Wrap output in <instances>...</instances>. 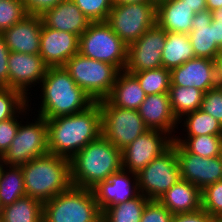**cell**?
<instances>
[{"mask_svg":"<svg viewBox=\"0 0 222 222\" xmlns=\"http://www.w3.org/2000/svg\"><path fill=\"white\" fill-rule=\"evenodd\" d=\"M46 121L49 153L67 159L102 135V115L98 102L82 112Z\"/></svg>","mask_w":222,"mask_h":222,"instance_id":"obj_2","label":"cell"},{"mask_svg":"<svg viewBox=\"0 0 222 222\" xmlns=\"http://www.w3.org/2000/svg\"><path fill=\"white\" fill-rule=\"evenodd\" d=\"M25 193L45 203L72 186L70 159L45 154L21 165Z\"/></svg>","mask_w":222,"mask_h":222,"instance_id":"obj_4","label":"cell"},{"mask_svg":"<svg viewBox=\"0 0 222 222\" xmlns=\"http://www.w3.org/2000/svg\"><path fill=\"white\" fill-rule=\"evenodd\" d=\"M167 32L157 23L138 40L127 46V61L124 71L128 73L162 67V51Z\"/></svg>","mask_w":222,"mask_h":222,"instance_id":"obj_12","label":"cell"},{"mask_svg":"<svg viewBox=\"0 0 222 222\" xmlns=\"http://www.w3.org/2000/svg\"><path fill=\"white\" fill-rule=\"evenodd\" d=\"M181 179L176 157V143L137 173L140 194L149 200H159Z\"/></svg>","mask_w":222,"mask_h":222,"instance_id":"obj_11","label":"cell"},{"mask_svg":"<svg viewBox=\"0 0 222 222\" xmlns=\"http://www.w3.org/2000/svg\"><path fill=\"white\" fill-rule=\"evenodd\" d=\"M38 89H40L39 97H37L38 103L34 99L32 100L34 103L31 99H28V103H30L31 111H37L36 115L45 119L79 113L94 103L63 66L48 67ZM34 106H37L38 109Z\"/></svg>","mask_w":222,"mask_h":222,"instance_id":"obj_1","label":"cell"},{"mask_svg":"<svg viewBox=\"0 0 222 222\" xmlns=\"http://www.w3.org/2000/svg\"><path fill=\"white\" fill-rule=\"evenodd\" d=\"M214 41L222 47V22H213Z\"/></svg>","mask_w":222,"mask_h":222,"instance_id":"obj_46","label":"cell"},{"mask_svg":"<svg viewBox=\"0 0 222 222\" xmlns=\"http://www.w3.org/2000/svg\"><path fill=\"white\" fill-rule=\"evenodd\" d=\"M172 141L173 139L163 131L147 130L122 150V169L137 174L165 152Z\"/></svg>","mask_w":222,"mask_h":222,"instance_id":"obj_14","label":"cell"},{"mask_svg":"<svg viewBox=\"0 0 222 222\" xmlns=\"http://www.w3.org/2000/svg\"><path fill=\"white\" fill-rule=\"evenodd\" d=\"M201 194L202 209L211 216L222 215V180L206 186Z\"/></svg>","mask_w":222,"mask_h":222,"instance_id":"obj_38","label":"cell"},{"mask_svg":"<svg viewBox=\"0 0 222 222\" xmlns=\"http://www.w3.org/2000/svg\"><path fill=\"white\" fill-rule=\"evenodd\" d=\"M91 22L107 21L113 7L112 0H73Z\"/></svg>","mask_w":222,"mask_h":222,"instance_id":"obj_36","label":"cell"},{"mask_svg":"<svg viewBox=\"0 0 222 222\" xmlns=\"http://www.w3.org/2000/svg\"><path fill=\"white\" fill-rule=\"evenodd\" d=\"M138 113L148 129L163 131L172 139L175 137L179 124L171 109L168 92L148 95Z\"/></svg>","mask_w":222,"mask_h":222,"instance_id":"obj_19","label":"cell"},{"mask_svg":"<svg viewBox=\"0 0 222 222\" xmlns=\"http://www.w3.org/2000/svg\"><path fill=\"white\" fill-rule=\"evenodd\" d=\"M147 97L138 80L126 71H120L106 100L112 106L138 110Z\"/></svg>","mask_w":222,"mask_h":222,"instance_id":"obj_25","label":"cell"},{"mask_svg":"<svg viewBox=\"0 0 222 222\" xmlns=\"http://www.w3.org/2000/svg\"><path fill=\"white\" fill-rule=\"evenodd\" d=\"M98 103L102 115V135L115 147L123 150L149 130L138 110L112 106L106 99Z\"/></svg>","mask_w":222,"mask_h":222,"instance_id":"obj_10","label":"cell"},{"mask_svg":"<svg viewBox=\"0 0 222 222\" xmlns=\"http://www.w3.org/2000/svg\"><path fill=\"white\" fill-rule=\"evenodd\" d=\"M195 12L182 0H167L157 5L156 23L166 32L186 33L192 30Z\"/></svg>","mask_w":222,"mask_h":222,"instance_id":"obj_23","label":"cell"},{"mask_svg":"<svg viewBox=\"0 0 222 222\" xmlns=\"http://www.w3.org/2000/svg\"><path fill=\"white\" fill-rule=\"evenodd\" d=\"M28 13L22 0H0V33L22 20Z\"/></svg>","mask_w":222,"mask_h":222,"instance_id":"obj_35","label":"cell"},{"mask_svg":"<svg viewBox=\"0 0 222 222\" xmlns=\"http://www.w3.org/2000/svg\"><path fill=\"white\" fill-rule=\"evenodd\" d=\"M195 57L215 59L220 47L214 41L212 12L195 13L192 30L188 34Z\"/></svg>","mask_w":222,"mask_h":222,"instance_id":"obj_24","label":"cell"},{"mask_svg":"<svg viewBox=\"0 0 222 222\" xmlns=\"http://www.w3.org/2000/svg\"><path fill=\"white\" fill-rule=\"evenodd\" d=\"M207 10L214 11L222 7V0H206Z\"/></svg>","mask_w":222,"mask_h":222,"instance_id":"obj_47","label":"cell"},{"mask_svg":"<svg viewBox=\"0 0 222 222\" xmlns=\"http://www.w3.org/2000/svg\"><path fill=\"white\" fill-rule=\"evenodd\" d=\"M79 53L124 71L127 46L106 22H91L79 36Z\"/></svg>","mask_w":222,"mask_h":222,"instance_id":"obj_8","label":"cell"},{"mask_svg":"<svg viewBox=\"0 0 222 222\" xmlns=\"http://www.w3.org/2000/svg\"><path fill=\"white\" fill-rule=\"evenodd\" d=\"M42 23L54 30L71 32L78 37L91 21L81 12L73 0H63L40 15Z\"/></svg>","mask_w":222,"mask_h":222,"instance_id":"obj_21","label":"cell"},{"mask_svg":"<svg viewBox=\"0 0 222 222\" xmlns=\"http://www.w3.org/2000/svg\"><path fill=\"white\" fill-rule=\"evenodd\" d=\"M192 58H195V54L188 34L167 32L162 51V67L171 70Z\"/></svg>","mask_w":222,"mask_h":222,"instance_id":"obj_27","label":"cell"},{"mask_svg":"<svg viewBox=\"0 0 222 222\" xmlns=\"http://www.w3.org/2000/svg\"><path fill=\"white\" fill-rule=\"evenodd\" d=\"M148 201V198L140 194L126 202L107 207L102 212V222H140Z\"/></svg>","mask_w":222,"mask_h":222,"instance_id":"obj_31","label":"cell"},{"mask_svg":"<svg viewBox=\"0 0 222 222\" xmlns=\"http://www.w3.org/2000/svg\"><path fill=\"white\" fill-rule=\"evenodd\" d=\"M113 4H124V3H138V2H145L149 0H112Z\"/></svg>","mask_w":222,"mask_h":222,"instance_id":"obj_49","label":"cell"},{"mask_svg":"<svg viewBox=\"0 0 222 222\" xmlns=\"http://www.w3.org/2000/svg\"><path fill=\"white\" fill-rule=\"evenodd\" d=\"M170 85L195 87L206 93L216 87L214 60L195 57L170 70Z\"/></svg>","mask_w":222,"mask_h":222,"instance_id":"obj_18","label":"cell"},{"mask_svg":"<svg viewBox=\"0 0 222 222\" xmlns=\"http://www.w3.org/2000/svg\"><path fill=\"white\" fill-rule=\"evenodd\" d=\"M43 222H102L92 189L71 186L43 203Z\"/></svg>","mask_w":222,"mask_h":222,"instance_id":"obj_5","label":"cell"},{"mask_svg":"<svg viewBox=\"0 0 222 222\" xmlns=\"http://www.w3.org/2000/svg\"><path fill=\"white\" fill-rule=\"evenodd\" d=\"M210 222H222V215L211 216Z\"/></svg>","mask_w":222,"mask_h":222,"instance_id":"obj_50","label":"cell"},{"mask_svg":"<svg viewBox=\"0 0 222 222\" xmlns=\"http://www.w3.org/2000/svg\"><path fill=\"white\" fill-rule=\"evenodd\" d=\"M172 142L181 144L189 153L212 158L220 156L222 136L174 137Z\"/></svg>","mask_w":222,"mask_h":222,"instance_id":"obj_32","label":"cell"},{"mask_svg":"<svg viewBox=\"0 0 222 222\" xmlns=\"http://www.w3.org/2000/svg\"><path fill=\"white\" fill-rule=\"evenodd\" d=\"M173 214L158 200H149L142 212L140 222H171Z\"/></svg>","mask_w":222,"mask_h":222,"instance_id":"obj_40","label":"cell"},{"mask_svg":"<svg viewBox=\"0 0 222 222\" xmlns=\"http://www.w3.org/2000/svg\"><path fill=\"white\" fill-rule=\"evenodd\" d=\"M212 22H222V7L212 11Z\"/></svg>","mask_w":222,"mask_h":222,"instance_id":"obj_48","label":"cell"},{"mask_svg":"<svg viewBox=\"0 0 222 222\" xmlns=\"http://www.w3.org/2000/svg\"><path fill=\"white\" fill-rule=\"evenodd\" d=\"M176 157L181 179L194 184L201 191L208 185L222 180L221 156L204 158L189 153L181 144L176 143Z\"/></svg>","mask_w":222,"mask_h":222,"instance_id":"obj_15","label":"cell"},{"mask_svg":"<svg viewBox=\"0 0 222 222\" xmlns=\"http://www.w3.org/2000/svg\"><path fill=\"white\" fill-rule=\"evenodd\" d=\"M122 169V150L103 135L89 142L70 159L72 185L94 188L99 182Z\"/></svg>","mask_w":222,"mask_h":222,"instance_id":"obj_3","label":"cell"},{"mask_svg":"<svg viewBox=\"0 0 222 222\" xmlns=\"http://www.w3.org/2000/svg\"><path fill=\"white\" fill-rule=\"evenodd\" d=\"M63 67L94 102L109 96L120 72L114 65L90 59L79 52Z\"/></svg>","mask_w":222,"mask_h":222,"instance_id":"obj_6","label":"cell"},{"mask_svg":"<svg viewBox=\"0 0 222 222\" xmlns=\"http://www.w3.org/2000/svg\"><path fill=\"white\" fill-rule=\"evenodd\" d=\"M173 215L196 212L202 208L201 190L180 179L158 200Z\"/></svg>","mask_w":222,"mask_h":222,"instance_id":"obj_22","label":"cell"},{"mask_svg":"<svg viewBox=\"0 0 222 222\" xmlns=\"http://www.w3.org/2000/svg\"><path fill=\"white\" fill-rule=\"evenodd\" d=\"M157 6L149 1L113 4L107 23L129 45L156 24Z\"/></svg>","mask_w":222,"mask_h":222,"instance_id":"obj_9","label":"cell"},{"mask_svg":"<svg viewBox=\"0 0 222 222\" xmlns=\"http://www.w3.org/2000/svg\"><path fill=\"white\" fill-rule=\"evenodd\" d=\"M7 63L9 88L18 90L27 99L32 100L37 95V92H34L37 91V88L41 84L48 66L39 54H26L13 51L9 52ZM31 92L35 95H32Z\"/></svg>","mask_w":222,"mask_h":222,"instance_id":"obj_13","label":"cell"},{"mask_svg":"<svg viewBox=\"0 0 222 222\" xmlns=\"http://www.w3.org/2000/svg\"><path fill=\"white\" fill-rule=\"evenodd\" d=\"M26 196L21 166L3 164L0 172L1 208L13 204Z\"/></svg>","mask_w":222,"mask_h":222,"instance_id":"obj_29","label":"cell"},{"mask_svg":"<svg viewBox=\"0 0 222 222\" xmlns=\"http://www.w3.org/2000/svg\"><path fill=\"white\" fill-rule=\"evenodd\" d=\"M216 69V87L222 88V47L216 53L215 59Z\"/></svg>","mask_w":222,"mask_h":222,"instance_id":"obj_44","label":"cell"},{"mask_svg":"<svg viewBox=\"0 0 222 222\" xmlns=\"http://www.w3.org/2000/svg\"><path fill=\"white\" fill-rule=\"evenodd\" d=\"M22 1L25 5V9L28 14L40 16L45 11L52 9L63 0H22Z\"/></svg>","mask_w":222,"mask_h":222,"instance_id":"obj_41","label":"cell"},{"mask_svg":"<svg viewBox=\"0 0 222 222\" xmlns=\"http://www.w3.org/2000/svg\"><path fill=\"white\" fill-rule=\"evenodd\" d=\"M178 124L180 125H178L175 137L222 136V124L201 109L184 115L178 120ZM179 130L182 132H178Z\"/></svg>","mask_w":222,"mask_h":222,"instance_id":"obj_26","label":"cell"},{"mask_svg":"<svg viewBox=\"0 0 222 222\" xmlns=\"http://www.w3.org/2000/svg\"><path fill=\"white\" fill-rule=\"evenodd\" d=\"M2 166H3V161H2V157H0V172H1Z\"/></svg>","mask_w":222,"mask_h":222,"instance_id":"obj_52","label":"cell"},{"mask_svg":"<svg viewBox=\"0 0 222 222\" xmlns=\"http://www.w3.org/2000/svg\"><path fill=\"white\" fill-rule=\"evenodd\" d=\"M27 104L28 99L18 90L0 87V122L16 116Z\"/></svg>","mask_w":222,"mask_h":222,"instance_id":"obj_34","label":"cell"},{"mask_svg":"<svg viewBox=\"0 0 222 222\" xmlns=\"http://www.w3.org/2000/svg\"><path fill=\"white\" fill-rule=\"evenodd\" d=\"M211 215L204 209L196 212L173 215L171 222H210Z\"/></svg>","mask_w":222,"mask_h":222,"instance_id":"obj_43","label":"cell"},{"mask_svg":"<svg viewBox=\"0 0 222 222\" xmlns=\"http://www.w3.org/2000/svg\"><path fill=\"white\" fill-rule=\"evenodd\" d=\"M163 1H167V0H149V2L154 3L156 6Z\"/></svg>","mask_w":222,"mask_h":222,"instance_id":"obj_51","label":"cell"},{"mask_svg":"<svg viewBox=\"0 0 222 222\" xmlns=\"http://www.w3.org/2000/svg\"><path fill=\"white\" fill-rule=\"evenodd\" d=\"M79 37L71 32L58 31L42 23L39 55L48 67L63 66L79 52Z\"/></svg>","mask_w":222,"mask_h":222,"instance_id":"obj_17","label":"cell"},{"mask_svg":"<svg viewBox=\"0 0 222 222\" xmlns=\"http://www.w3.org/2000/svg\"><path fill=\"white\" fill-rule=\"evenodd\" d=\"M139 82L146 95L169 92L170 70L164 67L130 73Z\"/></svg>","mask_w":222,"mask_h":222,"instance_id":"obj_33","label":"cell"},{"mask_svg":"<svg viewBox=\"0 0 222 222\" xmlns=\"http://www.w3.org/2000/svg\"><path fill=\"white\" fill-rule=\"evenodd\" d=\"M200 109L222 124V88L215 87L204 93Z\"/></svg>","mask_w":222,"mask_h":222,"instance_id":"obj_39","label":"cell"},{"mask_svg":"<svg viewBox=\"0 0 222 222\" xmlns=\"http://www.w3.org/2000/svg\"><path fill=\"white\" fill-rule=\"evenodd\" d=\"M101 212L140 195L137 174L121 169L92 188Z\"/></svg>","mask_w":222,"mask_h":222,"instance_id":"obj_16","label":"cell"},{"mask_svg":"<svg viewBox=\"0 0 222 222\" xmlns=\"http://www.w3.org/2000/svg\"><path fill=\"white\" fill-rule=\"evenodd\" d=\"M41 30V17L28 14L1 34L9 51L39 54Z\"/></svg>","mask_w":222,"mask_h":222,"instance_id":"obj_20","label":"cell"},{"mask_svg":"<svg viewBox=\"0 0 222 222\" xmlns=\"http://www.w3.org/2000/svg\"><path fill=\"white\" fill-rule=\"evenodd\" d=\"M168 93L171 109L177 120L201 108L204 92L198 88L170 85Z\"/></svg>","mask_w":222,"mask_h":222,"instance_id":"obj_30","label":"cell"},{"mask_svg":"<svg viewBox=\"0 0 222 222\" xmlns=\"http://www.w3.org/2000/svg\"><path fill=\"white\" fill-rule=\"evenodd\" d=\"M30 112L31 110L28 103L16 116L0 122V157H2L10 147V144L16 136L20 121Z\"/></svg>","mask_w":222,"mask_h":222,"instance_id":"obj_37","label":"cell"},{"mask_svg":"<svg viewBox=\"0 0 222 222\" xmlns=\"http://www.w3.org/2000/svg\"><path fill=\"white\" fill-rule=\"evenodd\" d=\"M43 203L24 196L0 211V222H43Z\"/></svg>","mask_w":222,"mask_h":222,"instance_id":"obj_28","label":"cell"},{"mask_svg":"<svg viewBox=\"0 0 222 222\" xmlns=\"http://www.w3.org/2000/svg\"><path fill=\"white\" fill-rule=\"evenodd\" d=\"M9 49L0 33V87L9 88L8 57Z\"/></svg>","mask_w":222,"mask_h":222,"instance_id":"obj_42","label":"cell"},{"mask_svg":"<svg viewBox=\"0 0 222 222\" xmlns=\"http://www.w3.org/2000/svg\"><path fill=\"white\" fill-rule=\"evenodd\" d=\"M184 4L191 8L195 13L207 10L206 0H182Z\"/></svg>","mask_w":222,"mask_h":222,"instance_id":"obj_45","label":"cell"},{"mask_svg":"<svg viewBox=\"0 0 222 222\" xmlns=\"http://www.w3.org/2000/svg\"><path fill=\"white\" fill-rule=\"evenodd\" d=\"M48 153L47 121L42 116L36 115L35 112L31 111V114L28 113L20 121L16 136L2 156V161L5 165L21 166Z\"/></svg>","mask_w":222,"mask_h":222,"instance_id":"obj_7","label":"cell"}]
</instances>
